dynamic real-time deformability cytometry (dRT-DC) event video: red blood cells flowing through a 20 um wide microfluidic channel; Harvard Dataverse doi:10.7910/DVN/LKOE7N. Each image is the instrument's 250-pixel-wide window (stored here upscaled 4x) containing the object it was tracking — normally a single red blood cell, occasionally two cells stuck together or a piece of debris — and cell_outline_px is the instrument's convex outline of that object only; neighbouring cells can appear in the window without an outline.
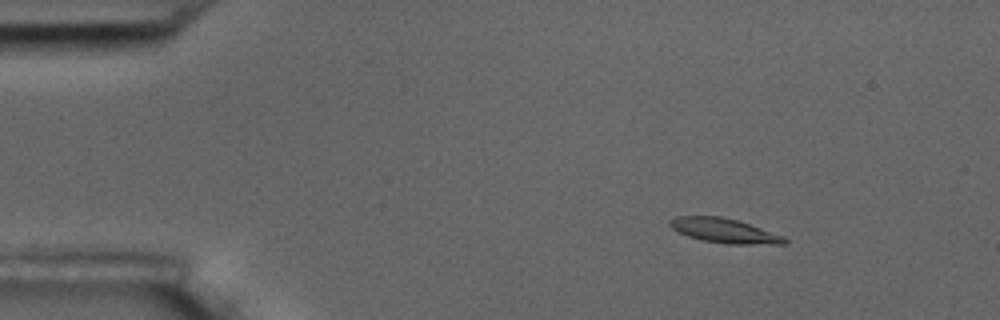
{"species": "common noctule bat (a hibernating species)", "species_latin": "Nyctalus noctula", "temperature_condition": "room temperature", "stored_images_in_passage": 5, "camera_frame_rate_fps": 3000, "um_per_image_px": 0.085, "animal": {"sex": "male", "body_mass_g": 17.5, "forearm_length_mm": 52.3}, "frame": {"image": 1, "passage_image": 3, "time_ms": 2.333, "image_size_px": [1000, 320], "cell_outline_px": [[788, 244], [728, 244], [704, 240], [688, 236], [672, 228], [668, 224], [668, 220], [676, 216], [720, 216], [736, 220], [784, 236], [788, 240]], "centroid_in_image_um": [61.57, 19.61], "position_along_channel_um": 23.4, "area_um2": 16.18}}